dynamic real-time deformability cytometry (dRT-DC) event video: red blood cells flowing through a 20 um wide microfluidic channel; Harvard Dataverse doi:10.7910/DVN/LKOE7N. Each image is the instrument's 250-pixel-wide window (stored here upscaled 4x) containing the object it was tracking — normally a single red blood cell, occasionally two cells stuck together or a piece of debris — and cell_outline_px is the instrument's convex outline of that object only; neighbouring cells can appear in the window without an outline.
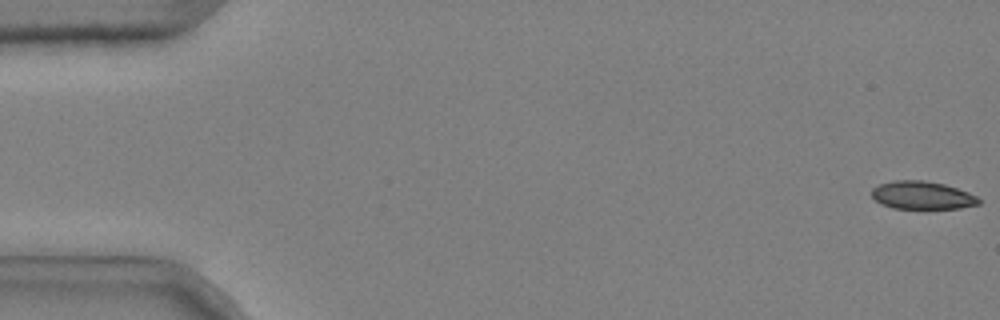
{"species": "common noctule bat (a hibernating species)", "species_latin": "Nyctalus noctula", "temperature_condition": "cold", "stored_images_in_passage": 6, "camera_frame_rate_fps": 3000, "um_per_image_px": 0.085, "animal": {"sex": "male", "body_mass_g": 20.4}, "frame": {"image": 1, "passage_image": 1, "time_ms": 0.0, "image_size_px": [1000, 320], "cell_outline_px": [[980, 204], [960, 208], [892, 208], [880, 204], [872, 196], [872, 188], [880, 184], [892, 180], [924, 180], [944, 184], [968, 192], [976, 196], [980, 200]], "centroid_in_image_um": [78.37, 16.59], "position_along_channel_um": 6.6, "area_um2": 17.4}}
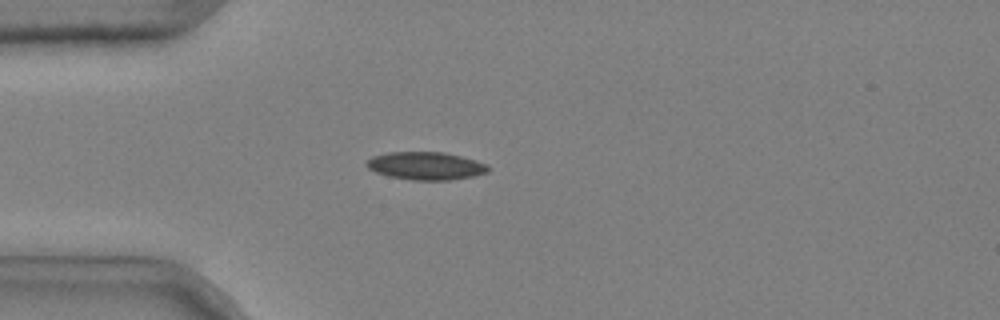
{"frame": {"image": 2, "passage_image": 5, "time_ms": 1.333, "image_size_px": [1000, 320], "cell_outline_px": [[492, 168], [488, 172], [472, 176], [448, 180], [412, 180], [388, 176], [376, 172], [368, 168], [364, 164], [372, 156], [388, 152], [444, 152], [476, 160], [488, 164]], "centroid_in_image_um": [36.2, 14.09], "position_along_channel_um": 48.8, "area_um2": 19.83}}